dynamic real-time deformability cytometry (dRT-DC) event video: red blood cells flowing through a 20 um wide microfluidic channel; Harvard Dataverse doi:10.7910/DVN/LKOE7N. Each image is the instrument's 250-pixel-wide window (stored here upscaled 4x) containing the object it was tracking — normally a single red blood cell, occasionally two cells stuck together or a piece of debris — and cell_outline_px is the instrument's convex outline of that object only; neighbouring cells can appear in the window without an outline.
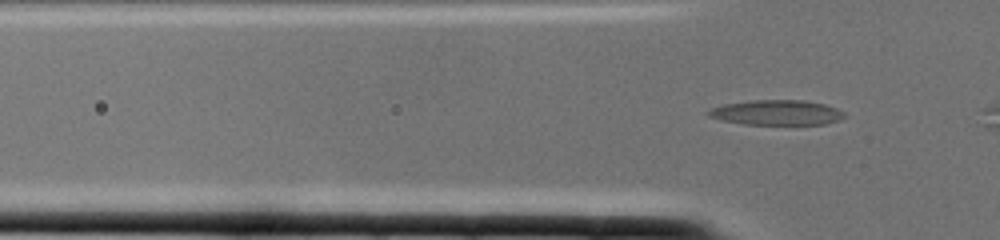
{"species": "common noctule bat (a hibernating species)", "species_latin": "Nyctalus noctula", "temperature_condition": "cold", "stored_images_in_passage": 3, "camera_frame_rate_fps": 3000, "um_per_image_px": 0.085, "animal": {"sex": "female", "body_mass_g": 22.0, "forearm_length_mm": 56.7}, "frame": {"image": 1, "passage_image": 3, "time_ms": 0.667, "image_size_px": [1000, 240], "cell_outline_px": [[848, 116], [840, 120], [824, 124], [744, 124], [720, 120], [708, 116], [704, 112], [712, 108], [724, 104], [752, 100], [804, 100], [824, 104], [836, 108], [844, 112]], "centroid_in_image_um": [66.02, 9.57], "position_along_channel_um": 59.8, "area_um2": 19.94}}